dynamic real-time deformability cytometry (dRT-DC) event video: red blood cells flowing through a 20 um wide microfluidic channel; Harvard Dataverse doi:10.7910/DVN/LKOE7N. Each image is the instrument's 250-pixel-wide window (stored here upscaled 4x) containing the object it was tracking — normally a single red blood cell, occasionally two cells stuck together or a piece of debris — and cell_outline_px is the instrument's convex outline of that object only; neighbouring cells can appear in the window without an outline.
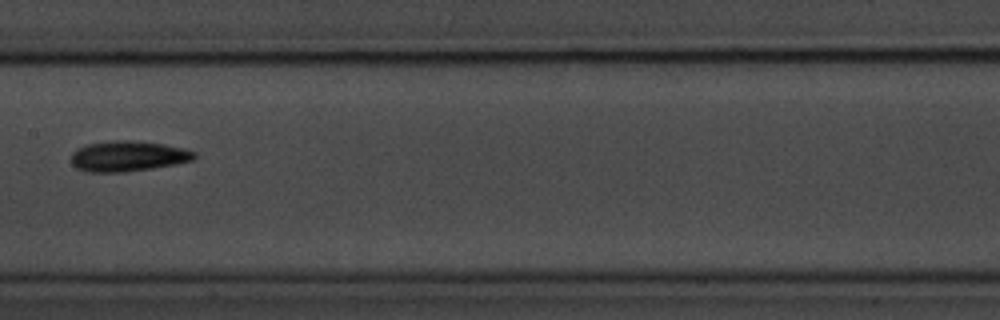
{"species": "common noctule bat (a hibernating species)", "species_latin": "Nyctalus noctula", "temperature_condition": "room temperature", "stored_images_in_passage": 11, "camera_frame_rate_fps": 3000, "um_per_image_px": 0.085, "animal": {"sex": "male", "body_mass_g": 20.1, "forearm_length_mm": 53.5}, "frame": {"image": 1, "passage_image": 4, "time_ms": 4.333, "image_size_px": [1000, 320], "cell_outline_px": [[196, 156], [192, 160], [152, 168], [124, 172], [88, 172], [76, 168], [72, 164], [72, 152], [76, 148], [84, 144], [116, 140], [128, 140], [164, 144], [184, 148], [196, 152]], "centroid_in_image_um": [10.83, 13.27], "position_along_channel_um": 196.6, "area_um2": 21.85}}
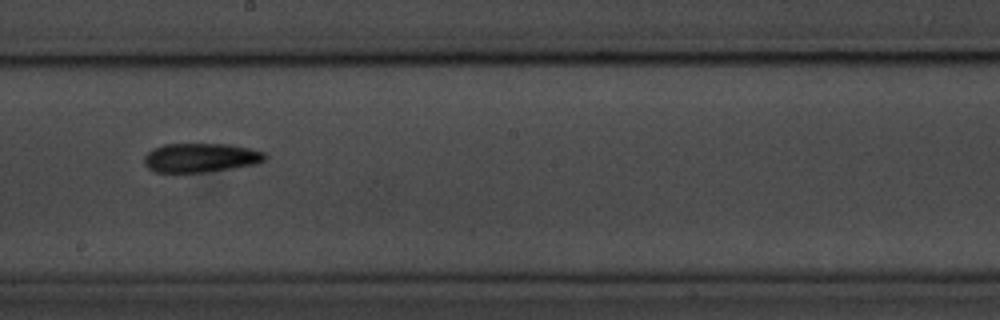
{"frame": {"image": 2, "passage_image": 5, "time_ms": 5.333, "image_size_px": [1000, 320], "cell_outline_px": [[268, 156], [264, 160], [256, 164], [232, 168], [204, 172], [156, 172], [148, 168], [144, 164], [144, 156], [152, 148], [164, 144], [232, 144], [264, 152]], "centroid_in_image_um": [17.05, 13.4], "position_along_channel_um": 231.2, "area_um2": 20.52}}